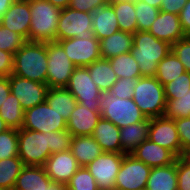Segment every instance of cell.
I'll list each match as a JSON object with an SVG mask.
<instances>
[{
    "instance_id": "obj_1",
    "label": "cell",
    "mask_w": 190,
    "mask_h": 190,
    "mask_svg": "<svg viewBox=\"0 0 190 190\" xmlns=\"http://www.w3.org/2000/svg\"><path fill=\"white\" fill-rule=\"evenodd\" d=\"M18 157L24 165L44 166L53 153L70 150L72 136L67 130L38 132L18 130Z\"/></svg>"
},
{
    "instance_id": "obj_2",
    "label": "cell",
    "mask_w": 190,
    "mask_h": 190,
    "mask_svg": "<svg viewBox=\"0 0 190 190\" xmlns=\"http://www.w3.org/2000/svg\"><path fill=\"white\" fill-rule=\"evenodd\" d=\"M47 42L26 41L14 54L13 75L46 83Z\"/></svg>"
},
{
    "instance_id": "obj_3",
    "label": "cell",
    "mask_w": 190,
    "mask_h": 190,
    "mask_svg": "<svg viewBox=\"0 0 190 190\" xmlns=\"http://www.w3.org/2000/svg\"><path fill=\"white\" fill-rule=\"evenodd\" d=\"M171 51V45L157 39L149 31H136L133 34V47L130 53L137 61L141 76H155L158 63Z\"/></svg>"
},
{
    "instance_id": "obj_4",
    "label": "cell",
    "mask_w": 190,
    "mask_h": 190,
    "mask_svg": "<svg viewBox=\"0 0 190 190\" xmlns=\"http://www.w3.org/2000/svg\"><path fill=\"white\" fill-rule=\"evenodd\" d=\"M31 23L27 41H56L61 9L47 0H29Z\"/></svg>"
},
{
    "instance_id": "obj_5",
    "label": "cell",
    "mask_w": 190,
    "mask_h": 190,
    "mask_svg": "<svg viewBox=\"0 0 190 190\" xmlns=\"http://www.w3.org/2000/svg\"><path fill=\"white\" fill-rule=\"evenodd\" d=\"M132 98L147 118L164 116L166 108L164 86L155 76H142L138 78Z\"/></svg>"
},
{
    "instance_id": "obj_6",
    "label": "cell",
    "mask_w": 190,
    "mask_h": 190,
    "mask_svg": "<svg viewBox=\"0 0 190 190\" xmlns=\"http://www.w3.org/2000/svg\"><path fill=\"white\" fill-rule=\"evenodd\" d=\"M99 110L103 119L111 121L120 129L146 118L133 98H117L109 91L101 93Z\"/></svg>"
},
{
    "instance_id": "obj_7",
    "label": "cell",
    "mask_w": 190,
    "mask_h": 190,
    "mask_svg": "<svg viewBox=\"0 0 190 190\" xmlns=\"http://www.w3.org/2000/svg\"><path fill=\"white\" fill-rule=\"evenodd\" d=\"M47 60L46 84L49 88L66 87L76 66L57 41L47 42Z\"/></svg>"
},
{
    "instance_id": "obj_8",
    "label": "cell",
    "mask_w": 190,
    "mask_h": 190,
    "mask_svg": "<svg viewBox=\"0 0 190 190\" xmlns=\"http://www.w3.org/2000/svg\"><path fill=\"white\" fill-rule=\"evenodd\" d=\"M78 37L89 39L94 37L92 31V13L76 11L67 7L59 15L56 41Z\"/></svg>"
},
{
    "instance_id": "obj_9",
    "label": "cell",
    "mask_w": 190,
    "mask_h": 190,
    "mask_svg": "<svg viewBox=\"0 0 190 190\" xmlns=\"http://www.w3.org/2000/svg\"><path fill=\"white\" fill-rule=\"evenodd\" d=\"M66 88L77 100V103L92 111L99 110L102 91L92 80L87 67H75Z\"/></svg>"
},
{
    "instance_id": "obj_10",
    "label": "cell",
    "mask_w": 190,
    "mask_h": 190,
    "mask_svg": "<svg viewBox=\"0 0 190 190\" xmlns=\"http://www.w3.org/2000/svg\"><path fill=\"white\" fill-rule=\"evenodd\" d=\"M22 128L42 133L62 131L67 130V122L44 101L24 111Z\"/></svg>"
},
{
    "instance_id": "obj_11",
    "label": "cell",
    "mask_w": 190,
    "mask_h": 190,
    "mask_svg": "<svg viewBox=\"0 0 190 190\" xmlns=\"http://www.w3.org/2000/svg\"><path fill=\"white\" fill-rule=\"evenodd\" d=\"M151 167L125 154L115 181L117 190H145Z\"/></svg>"
},
{
    "instance_id": "obj_12",
    "label": "cell",
    "mask_w": 190,
    "mask_h": 190,
    "mask_svg": "<svg viewBox=\"0 0 190 190\" xmlns=\"http://www.w3.org/2000/svg\"><path fill=\"white\" fill-rule=\"evenodd\" d=\"M125 154L102 152L86 166L99 190H114L115 181Z\"/></svg>"
},
{
    "instance_id": "obj_13",
    "label": "cell",
    "mask_w": 190,
    "mask_h": 190,
    "mask_svg": "<svg viewBox=\"0 0 190 190\" xmlns=\"http://www.w3.org/2000/svg\"><path fill=\"white\" fill-rule=\"evenodd\" d=\"M57 42L76 67H87L101 58L99 40L95 36L89 39L74 37Z\"/></svg>"
},
{
    "instance_id": "obj_14",
    "label": "cell",
    "mask_w": 190,
    "mask_h": 190,
    "mask_svg": "<svg viewBox=\"0 0 190 190\" xmlns=\"http://www.w3.org/2000/svg\"><path fill=\"white\" fill-rule=\"evenodd\" d=\"M8 78L11 93L19 100L24 111L45 101L49 89L46 83L35 82L13 74Z\"/></svg>"
},
{
    "instance_id": "obj_15",
    "label": "cell",
    "mask_w": 190,
    "mask_h": 190,
    "mask_svg": "<svg viewBox=\"0 0 190 190\" xmlns=\"http://www.w3.org/2000/svg\"><path fill=\"white\" fill-rule=\"evenodd\" d=\"M148 139L167 148L177 158L182 156V145L173 119L165 116L151 118Z\"/></svg>"
},
{
    "instance_id": "obj_16",
    "label": "cell",
    "mask_w": 190,
    "mask_h": 190,
    "mask_svg": "<svg viewBox=\"0 0 190 190\" xmlns=\"http://www.w3.org/2000/svg\"><path fill=\"white\" fill-rule=\"evenodd\" d=\"M44 168L53 183L66 186L80 166L71 150H66L51 154L46 160Z\"/></svg>"
},
{
    "instance_id": "obj_17",
    "label": "cell",
    "mask_w": 190,
    "mask_h": 190,
    "mask_svg": "<svg viewBox=\"0 0 190 190\" xmlns=\"http://www.w3.org/2000/svg\"><path fill=\"white\" fill-rule=\"evenodd\" d=\"M31 23L29 0H15L1 17L0 24L9 30L29 39Z\"/></svg>"
},
{
    "instance_id": "obj_18",
    "label": "cell",
    "mask_w": 190,
    "mask_h": 190,
    "mask_svg": "<svg viewBox=\"0 0 190 190\" xmlns=\"http://www.w3.org/2000/svg\"><path fill=\"white\" fill-rule=\"evenodd\" d=\"M149 32L157 39L166 41L170 45L186 37L180 23L179 15L164 11L159 12Z\"/></svg>"
},
{
    "instance_id": "obj_19",
    "label": "cell",
    "mask_w": 190,
    "mask_h": 190,
    "mask_svg": "<svg viewBox=\"0 0 190 190\" xmlns=\"http://www.w3.org/2000/svg\"><path fill=\"white\" fill-rule=\"evenodd\" d=\"M101 117L100 111H92L77 103L67 121V131L72 137L91 136Z\"/></svg>"
},
{
    "instance_id": "obj_20",
    "label": "cell",
    "mask_w": 190,
    "mask_h": 190,
    "mask_svg": "<svg viewBox=\"0 0 190 190\" xmlns=\"http://www.w3.org/2000/svg\"><path fill=\"white\" fill-rule=\"evenodd\" d=\"M131 155L151 168L172 164L177 158L170 150L149 139L137 146Z\"/></svg>"
},
{
    "instance_id": "obj_21",
    "label": "cell",
    "mask_w": 190,
    "mask_h": 190,
    "mask_svg": "<svg viewBox=\"0 0 190 190\" xmlns=\"http://www.w3.org/2000/svg\"><path fill=\"white\" fill-rule=\"evenodd\" d=\"M44 166L24 165L13 190H45L52 184Z\"/></svg>"
},
{
    "instance_id": "obj_22",
    "label": "cell",
    "mask_w": 190,
    "mask_h": 190,
    "mask_svg": "<svg viewBox=\"0 0 190 190\" xmlns=\"http://www.w3.org/2000/svg\"><path fill=\"white\" fill-rule=\"evenodd\" d=\"M92 31L98 40H102L119 31L118 20L110 3L98 7L92 13Z\"/></svg>"
},
{
    "instance_id": "obj_23",
    "label": "cell",
    "mask_w": 190,
    "mask_h": 190,
    "mask_svg": "<svg viewBox=\"0 0 190 190\" xmlns=\"http://www.w3.org/2000/svg\"><path fill=\"white\" fill-rule=\"evenodd\" d=\"M119 133V127L101 117L91 136L100 145L103 152L122 153Z\"/></svg>"
},
{
    "instance_id": "obj_24",
    "label": "cell",
    "mask_w": 190,
    "mask_h": 190,
    "mask_svg": "<svg viewBox=\"0 0 190 190\" xmlns=\"http://www.w3.org/2000/svg\"><path fill=\"white\" fill-rule=\"evenodd\" d=\"M177 158L169 165L152 167L145 190H178Z\"/></svg>"
},
{
    "instance_id": "obj_25",
    "label": "cell",
    "mask_w": 190,
    "mask_h": 190,
    "mask_svg": "<svg viewBox=\"0 0 190 190\" xmlns=\"http://www.w3.org/2000/svg\"><path fill=\"white\" fill-rule=\"evenodd\" d=\"M150 118L120 129L122 154H131L137 146L148 139Z\"/></svg>"
},
{
    "instance_id": "obj_26",
    "label": "cell",
    "mask_w": 190,
    "mask_h": 190,
    "mask_svg": "<svg viewBox=\"0 0 190 190\" xmlns=\"http://www.w3.org/2000/svg\"><path fill=\"white\" fill-rule=\"evenodd\" d=\"M70 150L80 167H86L103 152L92 136L72 137Z\"/></svg>"
},
{
    "instance_id": "obj_27",
    "label": "cell",
    "mask_w": 190,
    "mask_h": 190,
    "mask_svg": "<svg viewBox=\"0 0 190 190\" xmlns=\"http://www.w3.org/2000/svg\"><path fill=\"white\" fill-rule=\"evenodd\" d=\"M99 44L100 57L110 59L131 51L133 47V34L119 30L113 35L99 40Z\"/></svg>"
},
{
    "instance_id": "obj_28",
    "label": "cell",
    "mask_w": 190,
    "mask_h": 190,
    "mask_svg": "<svg viewBox=\"0 0 190 190\" xmlns=\"http://www.w3.org/2000/svg\"><path fill=\"white\" fill-rule=\"evenodd\" d=\"M45 101L61 114L66 122L77 104V100L66 87L49 88Z\"/></svg>"
},
{
    "instance_id": "obj_29",
    "label": "cell",
    "mask_w": 190,
    "mask_h": 190,
    "mask_svg": "<svg viewBox=\"0 0 190 190\" xmlns=\"http://www.w3.org/2000/svg\"><path fill=\"white\" fill-rule=\"evenodd\" d=\"M87 68L92 80L102 92L109 91L117 81L109 59L100 58L88 65Z\"/></svg>"
},
{
    "instance_id": "obj_30",
    "label": "cell",
    "mask_w": 190,
    "mask_h": 190,
    "mask_svg": "<svg viewBox=\"0 0 190 190\" xmlns=\"http://www.w3.org/2000/svg\"><path fill=\"white\" fill-rule=\"evenodd\" d=\"M110 5L114 8L119 30L134 34L137 31L135 2L127 0H110Z\"/></svg>"
},
{
    "instance_id": "obj_31",
    "label": "cell",
    "mask_w": 190,
    "mask_h": 190,
    "mask_svg": "<svg viewBox=\"0 0 190 190\" xmlns=\"http://www.w3.org/2000/svg\"><path fill=\"white\" fill-rule=\"evenodd\" d=\"M185 72L184 65L180 62L177 56L170 51V53L158 63L155 77L163 86H165L167 83H170Z\"/></svg>"
},
{
    "instance_id": "obj_32",
    "label": "cell",
    "mask_w": 190,
    "mask_h": 190,
    "mask_svg": "<svg viewBox=\"0 0 190 190\" xmlns=\"http://www.w3.org/2000/svg\"><path fill=\"white\" fill-rule=\"evenodd\" d=\"M0 117L9 128L19 130L24 122V110L19 100L12 93L8 95L0 107Z\"/></svg>"
},
{
    "instance_id": "obj_33",
    "label": "cell",
    "mask_w": 190,
    "mask_h": 190,
    "mask_svg": "<svg viewBox=\"0 0 190 190\" xmlns=\"http://www.w3.org/2000/svg\"><path fill=\"white\" fill-rule=\"evenodd\" d=\"M109 61L117 79L142 77L139 65L130 52L112 57Z\"/></svg>"
},
{
    "instance_id": "obj_34",
    "label": "cell",
    "mask_w": 190,
    "mask_h": 190,
    "mask_svg": "<svg viewBox=\"0 0 190 190\" xmlns=\"http://www.w3.org/2000/svg\"><path fill=\"white\" fill-rule=\"evenodd\" d=\"M23 166L18 156L0 160V187L13 190Z\"/></svg>"
},
{
    "instance_id": "obj_35",
    "label": "cell",
    "mask_w": 190,
    "mask_h": 190,
    "mask_svg": "<svg viewBox=\"0 0 190 190\" xmlns=\"http://www.w3.org/2000/svg\"><path fill=\"white\" fill-rule=\"evenodd\" d=\"M159 12L160 9L156 7L140 0L136 1L135 15L137 20V31H149Z\"/></svg>"
},
{
    "instance_id": "obj_36",
    "label": "cell",
    "mask_w": 190,
    "mask_h": 190,
    "mask_svg": "<svg viewBox=\"0 0 190 190\" xmlns=\"http://www.w3.org/2000/svg\"><path fill=\"white\" fill-rule=\"evenodd\" d=\"M164 116L168 119L190 117V91L179 99L166 100Z\"/></svg>"
},
{
    "instance_id": "obj_37",
    "label": "cell",
    "mask_w": 190,
    "mask_h": 190,
    "mask_svg": "<svg viewBox=\"0 0 190 190\" xmlns=\"http://www.w3.org/2000/svg\"><path fill=\"white\" fill-rule=\"evenodd\" d=\"M65 188L66 190H99L96 180L86 167H80Z\"/></svg>"
},
{
    "instance_id": "obj_38",
    "label": "cell",
    "mask_w": 190,
    "mask_h": 190,
    "mask_svg": "<svg viewBox=\"0 0 190 190\" xmlns=\"http://www.w3.org/2000/svg\"><path fill=\"white\" fill-rule=\"evenodd\" d=\"M18 130L9 128L0 134V160L18 156Z\"/></svg>"
},
{
    "instance_id": "obj_39",
    "label": "cell",
    "mask_w": 190,
    "mask_h": 190,
    "mask_svg": "<svg viewBox=\"0 0 190 190\" xmlns=\"http://www.w3.org/2000/svg\"><path fill=\"white\" fill-rule=\"evenodd\" d=\"M27 40L0 24V50L15 54Z\"/></svg>"
},
{
    "instance_id": "obj_40",
    "label": "cell",
    "mask_w": 190,
    "mask_h": 190,
    "mask_svg": "<svg viewBox=\"0 0 190 190\" xmlns=\"http://www.w3.org/2000/svg\"><path fill=\"white\" fill-rule=\"evenodd\" d=\"M165 99H179L190 91V72H185L164 86Z\"/></svg>"
},
{
    "instance_id": "obj_41",
    "label": "cell",
    "mask_w": 190,
    "mask_h": 190,
    "mask_svg": "<svg viewBox=\"0 0 190 190\" xmlns=\"http://www.w3.org/2000/svg\"><path fill=\"white\" fill-rule=\"evenodd\" d=\"M138 83V78H119L112 85L109 92L117 98L129 99L134 95V87Z\"/></svg>"
},
{
    "instance_id": "obj_42",
    "label": "cell",
    "mask_w": 190,
    "mask_h": 190,
    "mask_svg": "<svg viewBox=\"0 0 190 190\" xmlns=\"http://www.w3.org/2000/svg\"><path fill=\"white\" fill-rule=\"evenodd\" d=\"M171 51L184 65L186 72H190V36L183 37L172 44Z\"/></svg>"
},
{
    "instance_id": "obj_43",
    "label": "cell",
    "mask_w": 190,
    "mask_h": 190,
    "mask_svg": "<svg viewBox=\"0 0 190 190\" xmlns=\"http://www.w3.org/2000/svg\"><path fill=\"white\" fill-rule=\"evenodd\" d=\"M174 122L182 145V156L190 150V117L176 118Z\"/></svg>"
},
{
    "instance_id": "obj_44",
    "label": "cell",
    "mask_w": 190,
    "mask_h": 190,
    "mask_svg": "<svg viewBox=\"0 0 190 190\" xmlns=\"http://www.w3.org/2000/svg\"><path fill=\"white\" fill-rule=\"evenodd\" d=\"M178 190H190V161L184 156L177 158Z\"/></svg>"
},
{
    "instance_id": "obj_45",
    "label": "cell",
    "mask_w": 190,
    "mask_h": 190,
    "mask_svg": "<svg viewBox=\"0 0 190 190\" xmlns=\"http://www.w3.org/2000/svg\"><path fill=\"white\" fill-rule=\"evenodd\" d=\"M108 3L110 0H71L68 7L76 11L93 13L98 7Z\"/></svg>"
},
{
    "instance_id": "obj_46",
    "label": "cell",
    "mask_w": 190,
    "mask_h": 190,
    "mask_svg": "<svg viewBox=\"0 0 190 190\" xmlns=\"http://www.w3.org/2000/svg\"><path fill=\"white\" fill-rule=\"evenodd\" d=\"M14 54L0 50V77L13 74Z\"/></svg>"
},
{
    "instance_id": "obj_47",
    "label": "cell",
    "mask_w": 190,
    "mask_h": 190,
    "mask_svg": "<svg viewBox=\"0 0 190 190\" xmlns=\"http://www.w3.org/2000/svg\"><path fill=\"white\" fill-rule=\"evenodd\" d=\"M188 0H162L160 11L179 15Z\"/></svg>"
},
{
    "instance_id": "obj_48",
    "label": "cell",
    "mask_w": 190,
    "mask_h": 190,
    "mask_svg": "<svg viewBox=\"0 0 190 190\" xmlns=\"http://www.w3.org/2000/svg\"><path fill=\"white\" fill-rule=\"evenodd\" d=\"M180 23L186 36H190V0L184 5L179 14Z\"/></svg>"
},
{
    "instance_id": "obj_49",
    "label": "cell",
    "mask_w": 190,
    "mask_h": 190,
    "mask_svg": "<svg viewBox=\"0 0 190 190\" xmlns=\"http://www.w3.org/2000/svg\"><path fill=\"white\" fill-rule=\"evenodd\" d=\"M11 93L8 77H0V107L5 102L8 95Z\"/></svg>"
},
{
    "instance_id": "obj_50",
    "label": "cell",
    "mask_w": 190,
    "mask_h": 190,
    "mask_svg": "<svg viewBox=\"0 0 190 190\" xmlns=\"http://www.w3.org/2000/svg\"><path fill=\"white\" fill-rule=\"evenodd\" d=\"M15 0H0V19L7 12Z\"/></svg>"
},
{
    "instance_id": "obj_51",
    "label": "cell",
    "mask_w": 190,
    "mask_h": 190,
    "mask_svg": "<svg viewBox=\"0 0 190 190\" xmlns=\"http://www.w3.org/2000/svg\"><path fill=\"white\" fill-rule=\"evenodd\" d=\"M47 1L62 10L69 6L71 0H47Z\"/></svg>"
},
{
    "instance_id": "obj_52",
    "label": "cell",
    "mask_w": 190,
    "mask_h": 190,
    "mask_svg": "<svg viewBox=\"0 0 190 190\" xmlns=\"http://www.w3.org/2000/svg\"><path fill=\"white\" fill-rule=\"evenodd\" d=\"M140 1H143L153 7L158 8V9H160V6L162 4V0H140Z\"/></svg>"
},
{
    "instance_id": "obj_53",
    "label": "cell",
    "mask_w": 190,
    "mask_h": 190,
    "mask_svg": "<svg viewBox=\"0 0 190 190\" xmlns=\"http://www.w3.org/2000/svg\"><path fill=\"white\" fill-rule=\"evenodd\" d=\"M51 190H66V188L63 184L52 183Z\"/></svg>"
},
{
    "instance_id": "obj_54",
    "label": "cell",
    "mask_w": 190,
    "mask_h": 190,
    "mask_svg": "<svg viewBox=\"0 0 190 190\" xmlns=\"http://www.w3.org/2000/svg\"><path fill=\"white\" fill-rule=\"evenodd\" d=\"M9 129V127L6 125L5 121L0 117V134Z\"/></svg>"
},
{
    "instance_id": "obj_55",
    "label": "cell",
    "mask_w": 190,
    "mask_h": 190,
    "mask_svg": "<svg viewBox=\"0 0 190 190\" xmlns=\"http://www.w3.org/2000/svg\"><path fill=\"white\" fill-rule=\"evenodd\" d=\"M184 157L190 161V150L184 155Z\"/></svg>"
},
{
    "instance_id": "obj_56",
    "label": "cell",
    "mask_w": 190,
    "mask_h": 190,
    "mask_svg": "<svg viewBox=\"0 0 190 190\" xmlns=\"http://www.w3.org/2000/svg\"><path fill=\"white\" fill-rule=\"evenodd\" d=\"M0 190H9V189H5V188L0 187Z\"/></svg>"
}]
</instances>
